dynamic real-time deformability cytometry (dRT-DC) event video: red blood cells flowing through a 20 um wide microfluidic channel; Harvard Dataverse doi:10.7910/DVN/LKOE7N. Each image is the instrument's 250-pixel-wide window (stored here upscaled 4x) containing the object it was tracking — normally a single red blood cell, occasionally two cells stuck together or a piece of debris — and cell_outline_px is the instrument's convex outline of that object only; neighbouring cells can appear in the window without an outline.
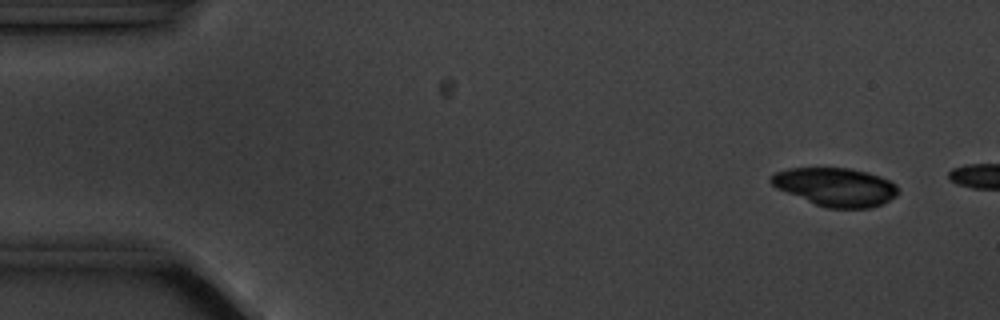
{"species": "common noctule bat (a hibernating species)", "species_latin": "Nyctalus noctula", "temperature_condition": "cold", "stored_images_in_passage": 5, "camera_frame_rate_fps": 3000, "um_per_image_px": 0.085, "animal": {"sex": "male", "body_mass_g": 20.1, "forearm_length_mm": 53.5}, "frame": {"image": 1, "passage_image": 2, "time_ms": 1.0, "image_size_px": [1000, 320], "cell_outline_px": [[896, 196], [872, 208], [824, 208], [776, 188], [768, 180], [776, 172], [788, 168], [852, 168], [868, 172], [880, 176], [896, 184]], "centroid_in_image_um": [71.0, 15.89], "position_along_channel_um": 14.0, "area_um2": 28.32}}